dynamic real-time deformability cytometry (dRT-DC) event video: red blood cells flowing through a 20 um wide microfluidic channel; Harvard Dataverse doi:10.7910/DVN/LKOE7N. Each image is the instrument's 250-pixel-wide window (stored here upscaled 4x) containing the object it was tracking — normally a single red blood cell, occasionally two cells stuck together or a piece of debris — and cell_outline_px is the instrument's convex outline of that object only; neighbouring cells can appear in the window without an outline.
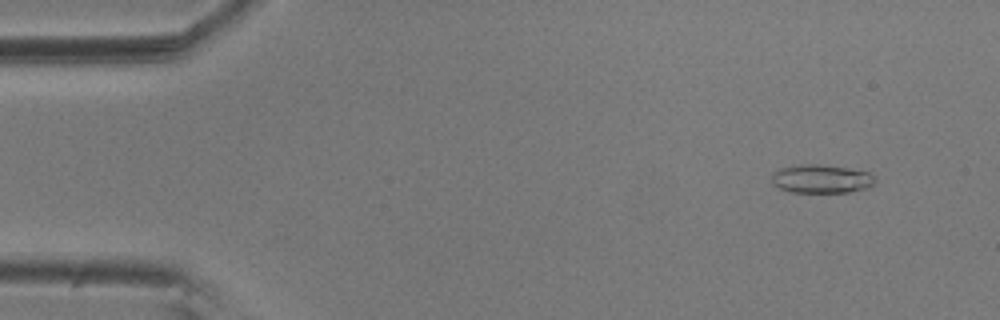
{"species": "common noctule bat (a hibernating species)", "species_latin": "Nyctalus noctula", "temperature_condition": "room temperature", "stored_images_in_passage": 55, "camera_frame_rate_fps": 3000, "um_per_image_px": 0.085, "animal": {"sex": "male", "body_mass_g": 20.5, "forearm_length_mm": 52.5}, "frame": {"image": 1, "passage_image": 4, "time_ms": 1.0, "image_size_px": [1000, 320], "cell_outline_px": [[876, 180], [868, 188], [848, 192], [788, 192], [772, 184], [772, 172], [780, 168], [800, 164], [820, 164], [848, 168], [868, 172]], "centroid_in_image_um": [69.77, 15.2], "position_along_channel_um": 15.2, "area_um2": 17.22}}
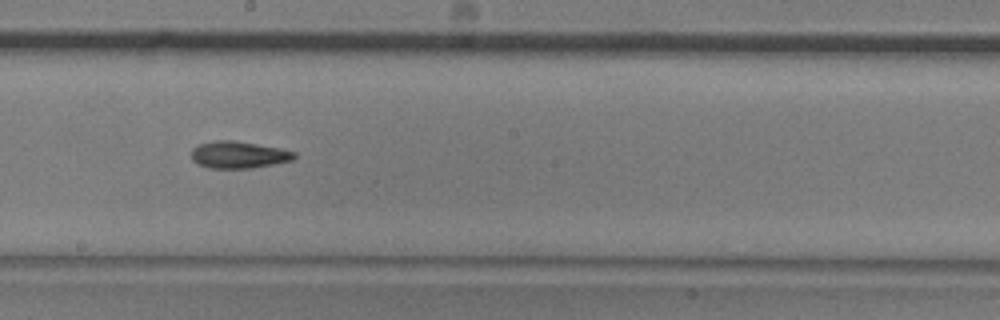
{"frame": {"image": 2, "passage_image": 30, "time_ms": 9.667, "image_size_px": [1000, 320], "cell_outline_px": [[296, 156], [292, 160], [252, 168], [208, 168], [196, 164], [192, 160], [192, 148], [200, 144], [216, 140], [232, 140], [280, 148], [296, 152]], "centroid_in_image_um": [20.26, 13.16], "position_along_channel_um": 227.9, "area_um2": 16.13}}
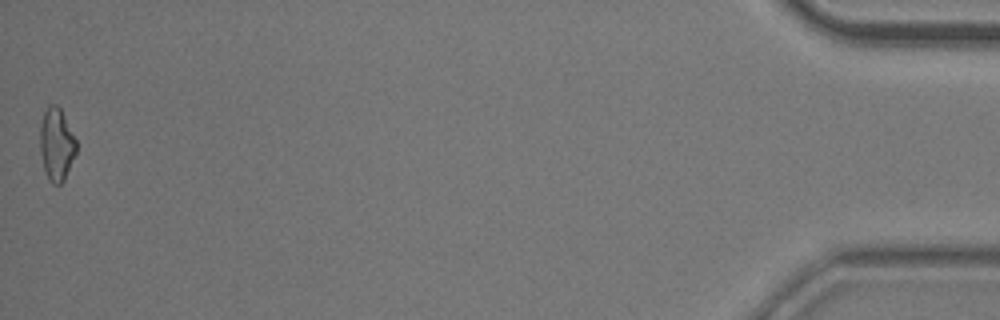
{"frame": {"image": 3, "passage_image": 55, "time_ms": 18.0, "image_size_px": [1000, 320], "cell_outline_px": [[76, 152], [64, 180], [60, 184], [52, 184], [48, 180], [44, 172], [40, 152], [40, 128], [44, 112], [48, 104], [56, 104], [60, 108], [76, 140]], "centroid_in_image_um": [4.78, 12.29], "position_along_channel_um": 430.4, "area_um2": 15.32}, "authors_computed_cell_mechanics": {"area_um2": 15.9528, "velocity_mm_per_s": 3.6083, "shape_relaxation_time_tau1_ms": 9.6766, "shape_relaxation_time_tau2_ms": 7.0298, "deformation_change_tau1": 0.2172, "deformation_change_tau2": 0.1719}}